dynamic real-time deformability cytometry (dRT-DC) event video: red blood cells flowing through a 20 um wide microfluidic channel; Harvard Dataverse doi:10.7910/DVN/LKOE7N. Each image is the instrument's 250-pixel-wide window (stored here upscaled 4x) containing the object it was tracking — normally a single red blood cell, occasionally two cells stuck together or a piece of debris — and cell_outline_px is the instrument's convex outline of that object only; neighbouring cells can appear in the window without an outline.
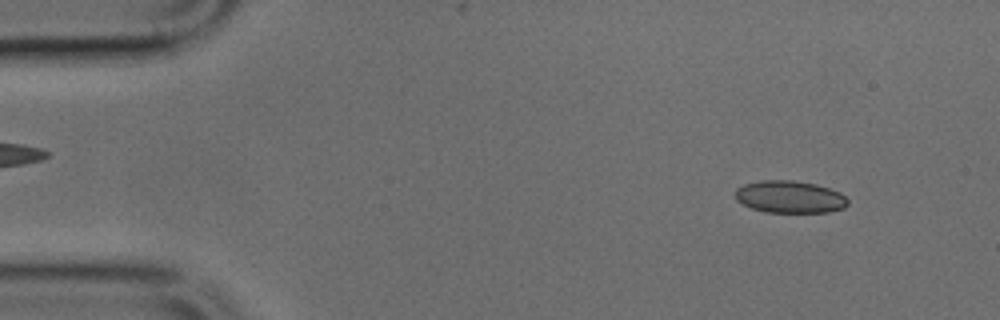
{"species": "common noctule bat (a hibernating species)", "species_latin": "Nyctalus noctula", "temperature_condition": "cold", "stored_images_in_passage": 3, "camera_frame_rate_fps": 3000, "um_per_image_px": 0.085, "animal": {"sex": "male", "body_mass_g": 17.9, "forearm_length_mm": 54.2}, "frame": {"image": 1, "passage_image": 1, "time_ms": 0.0, "image_size_px": [1000, 320], "cell_outline_px": [[848, 204], [844, 208], [828, 212], [764, 212], [752, 208], [736, 200], [736, 188], [744, 184], [760, 180], [792, 180], [816, 184], [840, 192], [848, 200]], "centroid_in_image_um": [67.13, 16.73], "position_along_channel_um": 17.9, "area_um2": 21.15}}